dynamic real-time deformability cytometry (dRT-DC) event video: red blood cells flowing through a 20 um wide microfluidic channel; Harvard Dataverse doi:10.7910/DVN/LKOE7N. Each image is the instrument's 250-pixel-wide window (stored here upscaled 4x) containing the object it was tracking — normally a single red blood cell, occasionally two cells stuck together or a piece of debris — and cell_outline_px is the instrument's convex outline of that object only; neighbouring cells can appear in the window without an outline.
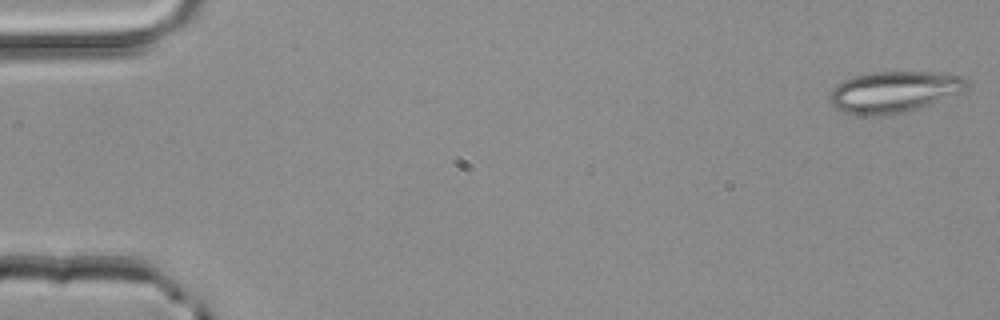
{"species": "common noctule bat (a hibernating species)", "species_latin": "Nyctalus noctula", "temperature_condition": "room temperature", "stored_images_in_passage": 4, "camera_frame_rate_fps": 3000, "um_per_image_px": 0.085, "animal": {"sex": "male", "body_mass_g": 20.4}, "frame": {"image": 1, "passage_image": 1, "time_ms": 0.0, "image_size_px": [1000, 320], "cell_outline_px": [[968, 88], [964, 92], [892, 116], [864, 116], [844, 112], [836, 108], [832, 104], [828, 96], [832, 88], [836, 84], [852, 76], [872, 72], [936, 72], [960, 76], [968, 80]], "centroid_in_image_um": [75.96, 7.81], "position_along_channel_um": 9.0, "area_um2": 33.23}}